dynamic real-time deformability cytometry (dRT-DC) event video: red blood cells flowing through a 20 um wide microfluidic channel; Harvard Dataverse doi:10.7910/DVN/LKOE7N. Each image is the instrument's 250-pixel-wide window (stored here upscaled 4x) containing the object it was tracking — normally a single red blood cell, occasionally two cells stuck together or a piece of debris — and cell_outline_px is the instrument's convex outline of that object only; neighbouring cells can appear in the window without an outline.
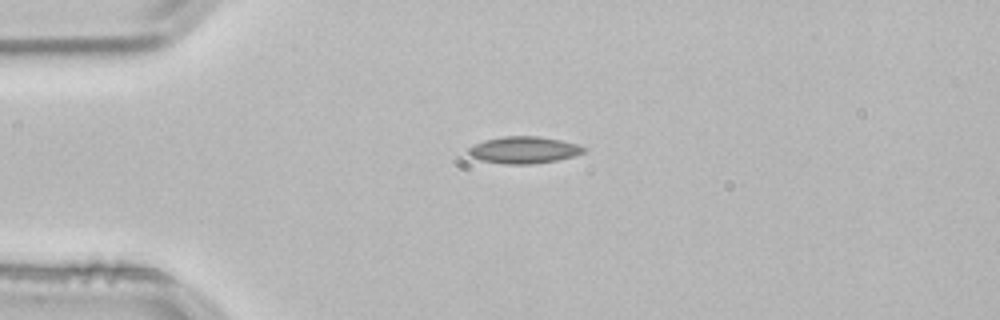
{"species": "common noctule bat (a hibernating species)", "species_latin": "Nyctalus noctula", "temperature_condition": "room temperature", "stored_images_in_passage": 41, "camera_frame_rate_fps": 3000, "um_per_image_px": 0.085, "animal": {"sex": "male", "body_mass_g": 21.5, "forearm_length_mm": 52.0}, "frame": {"image": 1, "passage_image": 1, "time_ms": 0.0, "image_size_px": [1000, 320], "cell_outline_px": [[588, 152], [576, 156], [556, 160], [532, 164], [504, 164], [480, 160], [472, 156], [468, 152], [468, 148], [484, 140], [504, 136], [540, 136], [560, 140], [576, 144], [588, 148]], "centroid_in_image_um": [44.59, 12.75], "position_along_channel_um": 40.4, "area_um2": 18.15}}
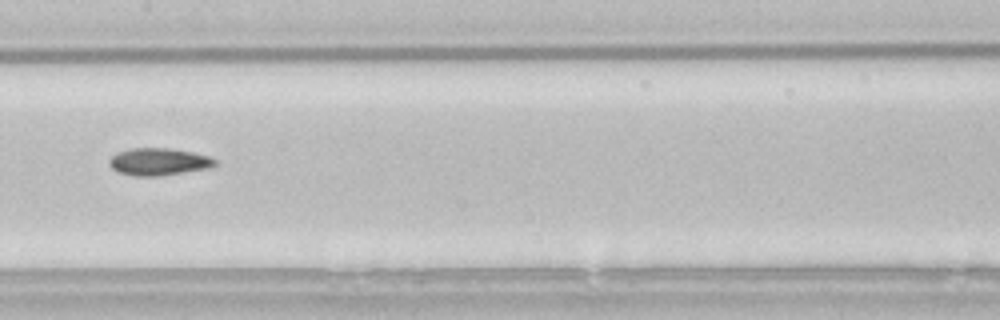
{"frame": {"image": 2, "passage_image": 15, "time_ms": 4.667, "image_size_px": [1000, 320], "cell_outline_px": [[216, 164], [208, 168], [160, 176], [136, 176], [120, 172], [112, 168], [108, 164], [108, 160], [116, 152], [128, 148], [168, 148], [192, 152], [208, 156], [216, 160]], "centroid_in_image_um": [13.45, 13.74], "position_along_channel_um": 194.0, "area_um2": 16.76}}
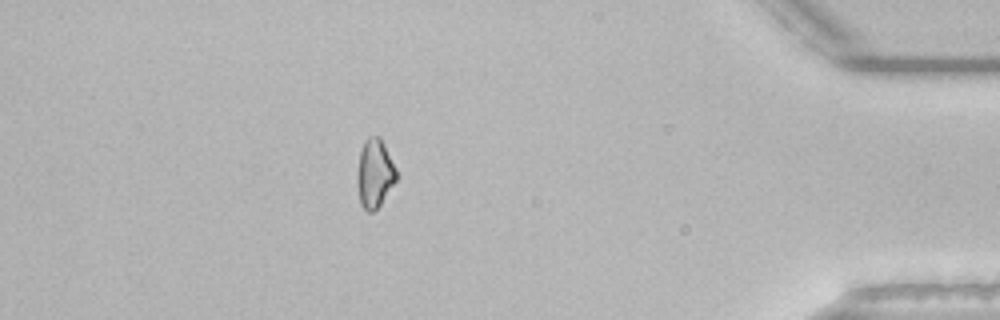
{"frame": {"image": 3, "passage_image": 35, "time_ms": 11.333, "image_size_px": [1000, 320], "cell_outline_px": [[396, 180], [380, 204], [372, 212], [368, 212], [360, 204], [356, 180], [360, 152], [364, 140], [368, 136], [380, 136], [396, 168]], "centroid_in_image_um": [31.83, 14.72], "position_along_channel_um": 403.4, "area_um2": 15.55}}